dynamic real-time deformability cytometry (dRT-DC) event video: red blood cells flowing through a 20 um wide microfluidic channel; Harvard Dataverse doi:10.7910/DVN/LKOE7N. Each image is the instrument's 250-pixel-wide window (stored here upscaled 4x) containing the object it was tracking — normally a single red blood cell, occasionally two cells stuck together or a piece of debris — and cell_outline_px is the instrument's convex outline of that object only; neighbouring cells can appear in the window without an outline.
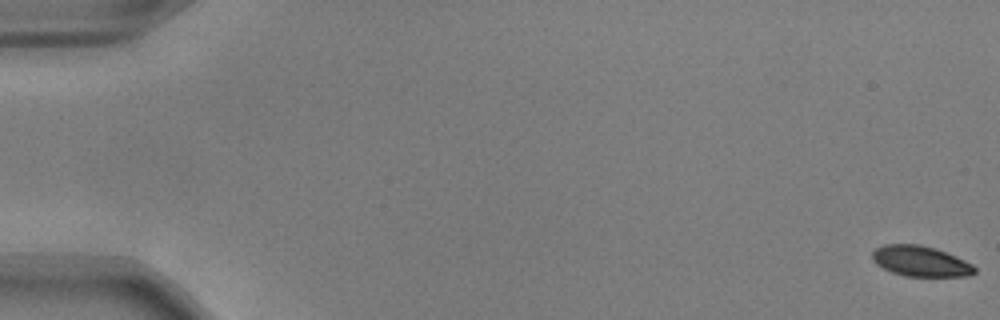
{"species": "common noctule bat (a hibernating species)", "species_latin": "Nyctalus noctula", "temperature_condition": "warm", "stored_images_in_passage": 14, "camera_frame_rate_fps": 3000, "um_per_image_px": 0.085, "animal": {"sex": "male", "body_mass_g": 17.9, "forearm_length_mm": 54.2}, "frame": {"image": 1, "passage_image": 1, "time_ms": 0.0, "image_size_px": [1000, 320], "cell_outline_px": [[976, 272], [968, 276], [904, 276], [892, 272], [876, 264], [872, 260], [872, 252], [876, 248], [884, 244], [920, 244], [936, 248], [956, 256], [972, 264], [976, 268]], "centroid_in_image_um": [78.24, 22.19], "position_along_channel_um": 6.8, "area_um2": 18.26}}
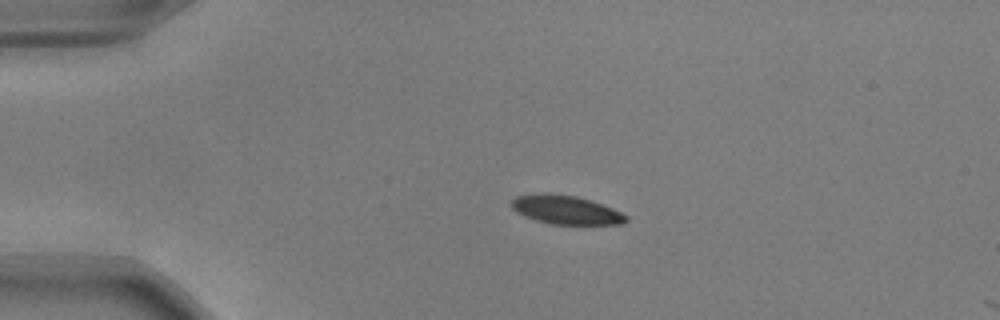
{"frame": {"image": 2, "passage_image": 13, "time_ms": 4.0, "image_size_px": [1000, 320], "cell_outline_px": [[628, 220], [624, 224], [552, 224], [536, 220], [524, 216], [516, 212], [512, 208], [512, 200], [516, 196], [544, 192], [576, 196], [612, 208], [628, 216]], "centroid_in_image_um": [48.08, 17.83], "position_along_channel_um": 36.9, "area_um2": 19.07}}